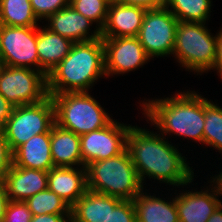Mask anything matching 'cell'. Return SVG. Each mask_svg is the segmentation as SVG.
I'll list each match as a JSON object with an SVG mask.
<instances>
[{
    "label": "cell",
    "mask_w": 222,
    "mask_h": 222,
    "mask_svg": "<svg viewBox=\"0 0 222 222\" xmlns=\"http://www.w3.org/2000/svg\"><path fill=\"white\" fill-rule=\"evenodd\" d=\"M161 137L160 133L130 126L126 138V149L129 152L139 178H154L169 185H188L194 179V172L185 156L175 146Z\"/></svg>",
    "instance_id": "cell-1"
},
{
    "label": "cell",
    "mask_w": 222,
    "mask_h": 222,
    "mask_svg": "<svg viewBox=\"0 0 222 222\" xmlns=\"http://www.w3.org/2000/svg\"><path fill=\"white\" fill-rule=\"evenodd\" d=\"M103 75L106 76L102 38L74 43L68 55L47 75V92H88Z\"/></svg>",
    "instance_id": "cell-2"
},
{
    "label": "cell",
    "mask_w": 222,
    "mask_h": 222,
    "mask_svg": "<svg viewBox=\"0 0 222 222\" xmlns=\"http://www.w3.org/2000/svg\"><path fill=\"white\" fill-rule=\"evenodd\" d=\"M142 107L147 119L161 135L174 133L203 143L205 98L196 92H180L173 97L148 100Z\"/></svg>",
    "instance_id": "cell-3"
},
{
    "label": "cell",
    "mask_w": 222,
    "mask_h": 222,
    "mask_svg": "<svg viewBox=\"0 0 222 222\" xmlns=\"http://www.w3.org/2000/svg\"><path fill=\"white\" fill-rule=\"evenodd\" d=\"M87 189L93 192L133 200L144 188L129 152L91 162L86 166Z\"/></svg>",
    "instance_id": "cell-4"
},
{
    "label": "cell",
    "mask_w": 222,
    "mask_h": 222,
    "mask_svg": "<svg viewBox=\"0 0 222 222\" xmlns=\"http://www.w3.org/2000/svg\"><path fill=\"white\" fill-rule=\"evenodd\" d=\"M50 96L55 106V123L77 135L104 128L113 120L88 92Z\"/></svg>",
    "instance_id": "cell-5"
},
{
    "label": "cell",
    "mask_w": 222,
    "mask_h": 222,
    "mask_svg": "<svg viewBox=\"0 0 222 222\" xmlns=\"http://www.w3.org/2000/svg\"><path fill=\"white\" fill-rule=\"evenodd\" d=\"M216 51L217 35H211L205 23L178 22L173 55L188 71L199 74L212 70Z\"/></svg>",
    "instance_id": "cell-6"
},
{
    "label": "cell",
    "mask_w": 222,
    "mask_h": 222,
    "mask_svg": "<svg viewBox=\"0 0 222 222\" xmlns=\"http://www.w3.org/2000/svg\"><path fill=\"white\" fill-rule=\"evenodd\" d=\"M55 123V106L50 95L35 104L14 107L3 129L12 153L31 137L47 133Z\"/></svg>",
    "instance_id": "cell-7"
},
{
    "label": "cell",
    "mask_w": 222,
    "mask_h": 222,
    "mask_svg": "<svg viewBox=\"0 0 222 222\" xmlns=\"http://www.w3.org/2000/svg\"><path fill=\"white\" fill-rule=\"evenodd\" d=\"M0 94L15 107L41 102L48 96L47 77L32 68L7 66L0 75Z\"/></svg>",
    "instance_id": "cell-8"
},
{
    "label": "cell",
    "mask_w": 222,
    "mask_h": 222,
    "mask_svg": "<svg viewBox=\"0 0 222 222\" xmlns=\"http://www.w3.org/2000/svg\"><path fill=\"white\" fill-rule=\"evenodd\" d=\"M178 22L165 6L146 10L137 37L150 58L173 54Z\"/></svg>",
    "instance_id": "cell-9"
},
{
    "label": "cell",
    "mask_w": 222,
    "mask_h": 222,
    "mask_svg": "<svg viewBox=\"0 0 222 222\" xmlns=\"http://www.w3.org/2000/svg\"><path fill=\"white\" fill-rule=\"evenodd\" d=\"M37 31L38 26L19 27L1 24L0 54L7 66L31 69L34 65L32 68L39 71Z\"/></svg>",
    "instance_id": "cell-10"
},
{
    "label": "cell",
    "mask_w": 222,
    "mask_h": 222,
    "mask_svg": "<svg viewBox=\"0 0 222 222\" xmlns=\"http://www.w3.org/2000/svg\"><path fill=\"white\" fill-rule=\"evenodd\" d=\"M131 125L112 120L104 128L80 135L82 166L91 162L109 159L126 149L127 133Z\"/></svg>",
    "instance_id": "cell-11"
},
{
    "label": "cell",
    "mask_w": 222,
    "mask_h": 222,
    "mask_svg": "<svg viewBox=\"0 0 222 222\" xmlns=\"http://www.w3.org/2000/svg\"><path fill=\"white\" fill-rule=\"evenodd\" d=\"M106 76L124 74L138 69L151 58L138 37L102 38Z\"/></svg>",
    "instance_id": "cell-12"
},
{
    "label": "cell",
    "mask_w": 222,
    "mask_h": 222,
    "mask_svg": "<svg viewBox=\"0 0 222 222\" xmlns=\"http://www.w3.org/2000/svg\"><path fill=\"white\" fill-rule=\"evenodd\" d=\"M145 8L122 2L109 4L101 38L137 37L146 13Z\"/></svg>",
    "instance_id": "cell-13"
},
{
    "label": "cell",
    "mask_w": 222,
    "mask_h": 222,
    "mask_svg": "<svg viewBox=\"0 0 222 222\" xmlns=\"http://www.w3.org/2000/svg\"><path fill=\"white\" fill-rule=\"evenodd\" d=\"M11 201L25 202L48 188V172L12 165L3 177Z\"/></svg>",
    "instance_id": "cell-14"
},
{
    "label": "cell",
    "mask_w": 222,
    "mask_h": 222,
    "mask_svg": "<svg viewBox=\"0 0 222 222\" xmlns=\"http://www.w3.org/2000/svg\"><path fill=\"white\" fill-rule=\"evenodd\" d=\"M46 20L49 24L45 26L48 27L47 29L72 40L74 43L101 38V31L98 28L91 35L89 34V27L93 22L78 13L71 5L55 12Z\"/></svg>",
    "instance_id": "cell-15"
},
{
    "label": "cell",
    "mask_w": 222,
    "mask_h": 222,
    "mask_svg": "<svg viewBox=\"0 0 222 222\" xmlns=\"http://www.w3.org/2000/svg\"><path fill=\"white\" fill-rule=\"evenodd\" d=\"M213 189L214 187L211 191L201 189L199 192L179 193L180 195L175 197L179 222H207L211 214L222 203Z\"/></svg>",
    "instance_id": "cell-16"
},
{
    "label": "cell",
    "mask_w": 222,
    "mask_h": 222,
    "mask_svg": "<svg viewBox=\"0 0 222 222\" xmlns=\"http://www.w3.org/2000/svg\"><path fill=\"white\" fill-rule=\"evenodd\" d=\"M48 189L70 207L88 190L86 167H54L48 172Z\"/></svg>",
    "instance_id": "cell-17"
},
{
    "label": "cell",
    "mask_w": 222,
    "mask_h": 222,
    "mask_svg": "<svg viewBox=\"0 0 222 222\" xmlns=\"http://www.w3.org/2000/svg\"><path fill=\"white\" fill-rule=\"evenodd\" d=\"M50 142L51 129L47 133L31 137L12 153V165L49 172L55 167L51 157Z\"/></svg>",
    "instance_id": "cell-18"
},
{
    "label": "cell",
    "mask_w": 222,
    "mask_h": 222,
    "mask_svg": "<svg viewBox=\"0 0 222 222\" xmlns=\"http://www.w3.org/2000/svg\"><path fill=\"white\" fill-rule=\"evenodd\" d=\"M74 42L66 37L44 28L37 31V53L39 71L46 77L70 52Z\"/></svg>",
    "instance_id": "cell-19"
},
{
    "label": "cell",
    "mask_w": 222,
    "mask_h": 222,
    "mask_svg": "<svg viewBox=\"0 0 222 222\" xmlns=\"http://www.w3.org/2000/svg\"><path fill=\"white\" fill-rule=\"evenodd\" d=\"M51 157L55 167L82 165L80 135L53 124L51 128Z\"/></svg>",
    "instance_id": "cell-20"
},
{
    "label": "cell",
    "mask_w": 222,
    "mask_h": 222,
    "mask_svg": "<svg viewBox=\"0 0 222 222\" xmlns=\"http://www.w3.org/2000/svg\"><path fill=\"white\" fill-rule=\"evenodd\" d=\"M165 201L161 198L144 195L143 190L132 200L137 222H179L175 198Z\"/></svg>",
    "instance_id": "cell-21"
},
{
    "label": "cell",
    "mask_w": 222,
    "mask_h": 222,
    "mask_svg": "<svg viewBox=\"0 0 222 222\" xmlns=\"http://www.w3.org/2000/svg\"><path fill=\"white\" fill-rule=\"evenodd\" d=\"M109 195L87 190L71 207L70 222H107Z\"/></svg>",
    "instance_id": "cell-22"
},
{
    "label": "cell",
    "mask_w": 222,
    "mask_h": 222,
    "mask_svg": "<svg viewBox=\"0 0 222 222\" xmlns=\"http://www.w3.org/2000/svg\"><path fill=\"white\" fill-rule=\"evenodd\" d=\"M30 0H0V23L5 26L37 27Z\"/></svg>",
    "instance_id": "cell-23"
},
{
    "label": "cell",
    "mask_w": 222,
    "mask_h": 222,
    "mask_svg": "<svg viewBox=\"0 0 222 222\" xmlns=\"http://www.w3.org/2000/svg\"><path fill=\"white\" fill-rule=\"evenodd\" d=\"M211 0H166L165 7L182 22H202L209 19ZM173 9V10H172Z\"/></svg>",
    "instance_id": "cell-24"
},
{
    "label": "cell",
    "mask_w": 222,
    "mask_h": 222,
    "mask_svg": "<svg viewBox=\"0 0 222 222\" xmlns=\"http://www.w3.org/2000/svg\"><path fill=\"white\" fill-rule=\"evenodd\" d=\"M25 203L33 216L42 214L71 215V207L48 188L31 196Z\"/></svg>",
    "instance_id": "cell-25"
},
{
    "label": "cell",
    "mask_w": 222,
    "mask_h": 222,
    "mask_svg": "<svg viewBox=\"0 0 222 222\" xmlns=\"http://www.w3.org/2000/svg\"><path fill=\"white\" fill-rule=\"evenodd\" d=\"M203 144L222 153V108L205 98V122Z\"/></svg>",
    "instance_id": "cell-26"
},
{
    "label": "cell",
    "mask_w": 222,
    "mask_h": 222,
    "mask_svg": "<svg viewBox=\"0 0 222 222\" xmlns=\"http://www.w3.org/2000/svg\"><path fill=\"white\" fill-rule=\"evenodd\" d=\"M109 2L107 0H70V5L84 17L92 22L98 23V29L101 31L105 25Z\"/></svg>",
    "instance_id": "cell-27"
},
{
    "label": "cell",
    "mask_w": 222,
    "mask_h": 222,
    "mask_svg": "<svg viewBox=\"0 0 222 222\" xmlns=\"http://www.w3.org/2000/svg\"><path fill=\"white\" fill-rule=\"evenodd\" d=\"M107 222H137L133 201L109 196V217Z\"/></svg>",
    "instance_id": "cell-28"
},
{
    "label": "cell",
    "mask_w": 222,
    "mask_h": 222,
    "mask_svg": "<svg viewBox=\"0 0 222 222\" xmlns=\"http://www.w3.org/2000/svg\"><path fill=\"white\" fill-rule=\"evenodd\" d=\"M30 2L38 20L47 19L55 12L70 5V0H30Z\"/></svg>",
    "instance_id": "cell-29"
},
{
    "label": "cell",
    "mask_w": 222,
    "mask_h": 222,
    "mask_svg": "<svg viewBox=\"0 0 222 222\" xmlns=\"http://www.w3.org/2000/svg\"><path fill=\"white\" fill-rule=\"evenodd\" d=\"M32 216L25 202L9 200L2 222H30Z\"/></svg>",
    "instance_id": "cell-30"
},
{
    "label": "cell",
    "mask_w": 222,
    "mask_h": 222,
    "mask_svg": "<svg viewBox=\"0 0 222 222\" xmlns=\"http://www.w3.org/2000/svg\"><path fill=\"white\" fill-rule=\"evenodd\" d=\"M13 164L12 151L9 148L4 132L0 129V178H3L6 172Z\"/></svg>",
    "instance_id": "cell-31"
},
{
    "label": "cell",
    "mask_w": 222,
    "mask_h": 222,
    "mask_svg": "<svg viewBox=\"0 0 222 222\" xmlns=\"http://www.w3.org/2000/svg\"><path fill=\"white\" fill-rule=\"evenodd\" d=\"M14 107L2 94H0V129H4L7 120L12 115Z\"/></svg>",
    "instance_id": "cell-32"
},
{
    "label": "cell",
    "mask_w": 222,
    "mask_h": 222,
    "mask_svg": "<svg viewBox=\"0 0 222 222\" xmlns=\"http://www.w3.org/2000/svg\"><path fill=\"white\" fill-rule=\"evenodd\" d=\"M127 5L143 7L147 10L165 6L166 0H122Z\"/></svg>",
    "instance_id": "cell-33"
},
{
    "label": "cell",
    "mask_w": 222,
    "mask_h": 222,
    "mask_svg": "<svg viewBox=\"0 0 222 222\" xmlns=\"http://www.w3.org/2000/svg\"><path fill=\"white\" fill-rule=\"evenodd\" d=\"M66 219H65V218ZM71 215H61V214H42L32 216L30 222H70Z\"/></svg>",
    "instance_id": "cell-34"
},
{
    "label": "cell",
    "mask_w": 222,
    "mask_h": 222,
    "mask_svg": "<svg viewBox=\"0 0 222 222\" xmlns=\"http://www.w3.org/2000/svg\"><path fill=\"white\" fill-rule=\"evenodd\" d=\"M212 69L217 70V73H219L222 78V28L217 34L216 60Z\"/></svg>",
    "instance_id": "cell-35"
},
{
    "label": "cell",
    "mask_w": 222,
    "mask_h": 222,
    "mask_svg": "<svg viewBox=\"0 0 222 222\" xmlns=\"http://www.w3.org/2000/svg\"><path fill=\"white\" fill-rule=\"evenodd\" d=\"M9 198L6 193V186L3 178H0V222L4 220V215L6 211Z\"/></svg>",
    "instance_id": "cell-36"
},
{
    "label": "cell",
    "mask_w": 222,
    "mask_h": 222,
    "mask_svg": "<svg viewBox=\"0 0 222 222\" xmlns=\"http://www.w3.org/2000/svg\"><path fill=\"white\" fill-rule=\"evenodd\" d=\"M207 222H222V203L211 214Z\"/></svg>",
    "instance_id": "cell-37"
},
{
    "label": "cell",
    "mask_w": 222,
    "mask_h": 222,
    "mask_svg": "<svg viewBox=\"0 0 222 222\" xmlns=\"http://www.w3.org/2000/svg\"><path fill=\"white\" fill-rule=\"evenodd\" d=\"M213 181H211V183H215L216 186H214V189L217 193V195L221 196L222 195V172H220V174L218 176H215L214 178H212Z\"/></svg>",
    "instance_id": "cell-38"
},
{
    "label": "cell",
    "mask_w": 222,
    "mask_h": 222,
    "mask_svg": "<svg viewBox=\"0 0 222 222\" xmlns=\"http://www.w3.org/2000/svg\"><path fill=\"white\" fill-rule=\"evenodd\" d=\"M6 67H7V65H6L5 59L0 54V75L3 73V71L5 70Z\"/></svg>",
    "instance_id": "cell-39"
},
{
    "label": "cell",
    "mask_w": 222,
    "mask_h": 222,
    "mask_svg": "<svg viewBox=\"0 0 222 222\" xmlns=\"http://www.w3.org/2000/svg\"><path fill=\"white\" fill-rule=\"evenodd\" d=\"M109 3H112V2H121L122 0H107Z\"/></svg>",
    "instance_id": "cell-40"
}]
</instances>
